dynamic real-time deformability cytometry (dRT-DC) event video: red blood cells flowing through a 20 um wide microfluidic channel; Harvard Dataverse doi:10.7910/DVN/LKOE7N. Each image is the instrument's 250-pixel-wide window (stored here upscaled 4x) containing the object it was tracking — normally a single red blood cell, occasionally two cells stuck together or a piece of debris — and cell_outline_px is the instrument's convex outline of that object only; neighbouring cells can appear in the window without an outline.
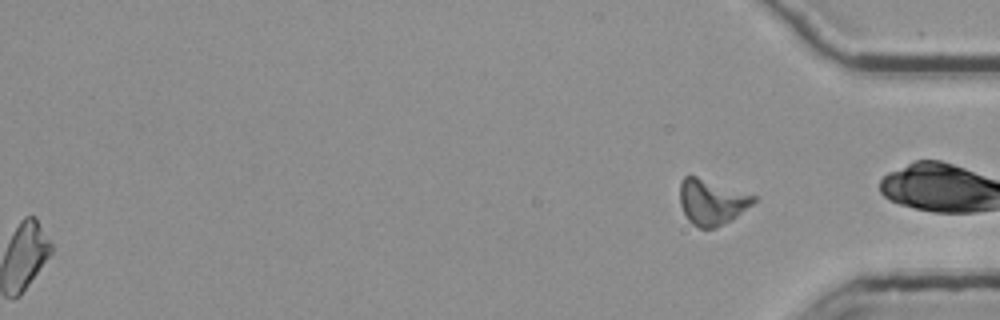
{"species": "common noctule bat (a hibernating species)", "species_latin": "Nyctalus noctula", "temperature_condition": "room temperature", "stored_images_in_passage": 55, "segment_of_instrument_passage": [2, 2], "camera_frame_rate_fps": 3000, "um_per_image_px": 0.085, "animal": {"sex": "female", "body_mass_g": 25.1}, "frame": {"image": 1, "passage_image": 55, "time_ms": 18.0, "image_size_px": [1000, 320], "cell_outline_px": [[756, 200], [752, 204], [732, 220], [716, 228], [700, 228], [692, 224], [688, 220], [680, 204], [680, 184], [684, 176], [696, 176], [756, 196]], "centroid_in_image_um": [60.48, 17.18], "position_along_channel_um": 374.7, "area_um2": 19.36}}